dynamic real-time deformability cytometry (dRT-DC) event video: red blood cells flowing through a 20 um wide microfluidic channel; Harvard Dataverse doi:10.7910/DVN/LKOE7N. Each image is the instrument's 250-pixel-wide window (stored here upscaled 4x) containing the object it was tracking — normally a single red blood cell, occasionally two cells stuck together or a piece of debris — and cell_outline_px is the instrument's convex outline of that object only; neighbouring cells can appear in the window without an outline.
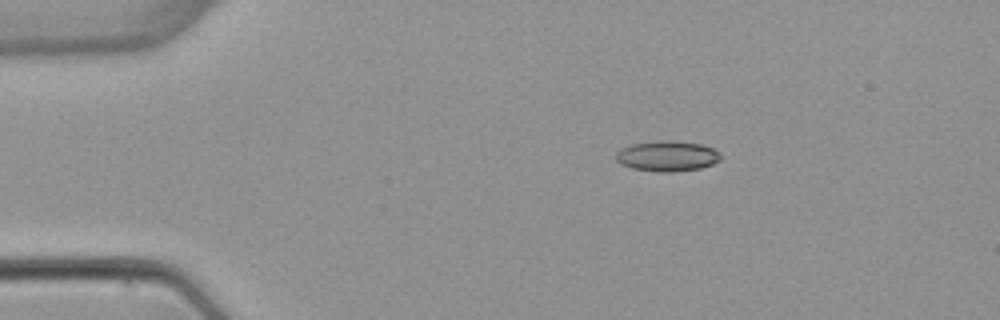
{"species": "common noctule bat (a hibernating species)", "species_latin": "Nyctalus noctula", "temperature_condition": "warm", "stored_images_in_passage": 6, "camera_frame_rate_fps": 3000, "um_per_image_px": 0.085, "animal": {"sex": "female", "body_mass_g": 22.7, "forearm_length_mm": 54.2}, "frame": {"image": 1, "passage_image": 3, "time_ms": 2.333, "image_size_px": [1000, 320], "cell_outline_px": [[720, 160], [712, 164], [700, 168], [672, 172], [660, 172], [632, 168], [620, 164], [616, 160], [616, 152], [620, 148], [632, 144], [656, 140], [668, 140], [700, 144], [712, 148], [720, 152]], "centroid_in_image_um": [56.68, 13.26], "position_along_channel_um": 28.3, "area_um2": 18.61}}
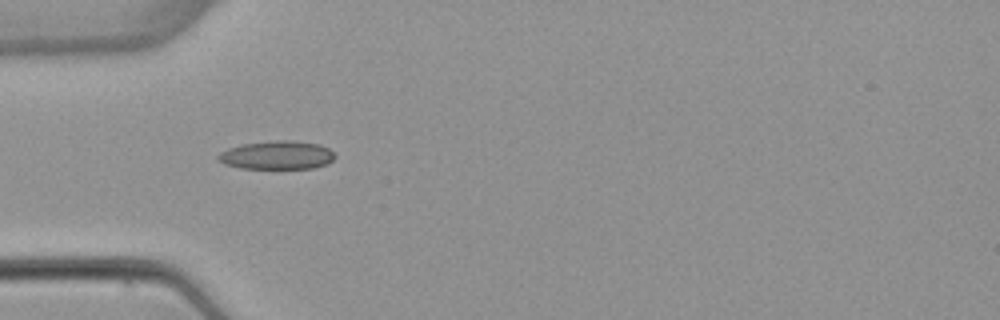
{"frame": {"image": 2, "passage_image": 5, "time_ms": 4.667, "image_size_px": [1000, 320], "cell_outline_px": [[336, 156], [328, 164], [312, 168], [240, 168], [224, 164], [216, 160], [216, 156], [220, 152], [228, 148], [240, 144], [276, 140], [292, 140], [320, 144], [328, 148]], "centroid_in_image_um": [23.51, 13.18], "position_along_channel_um": 61.5, "area_um2": 19.54}}
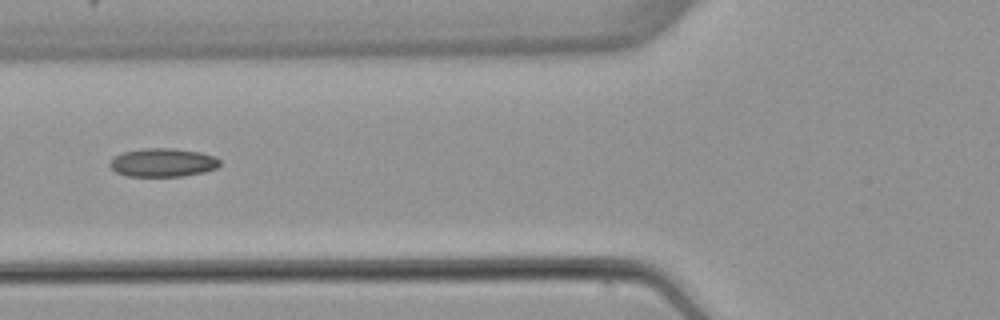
{"frame": {"image": 3, "passage_image": 6, "time_ms": 6.0, "image_size_px": [1000, 320], "cell_outline_px": [[220, 164], [216, 168], [204, 172], [184, 176], [128, 176], [116, 172], [108, 164], [116, 156], [124, 152], [144, 148], [176, 148], [200, 152], [212, 156], [220, 160]], "centroid_in_image_um": [13.85, 13.81], "position_along_channel_um": 111.9, "area_um2": 18.15}}